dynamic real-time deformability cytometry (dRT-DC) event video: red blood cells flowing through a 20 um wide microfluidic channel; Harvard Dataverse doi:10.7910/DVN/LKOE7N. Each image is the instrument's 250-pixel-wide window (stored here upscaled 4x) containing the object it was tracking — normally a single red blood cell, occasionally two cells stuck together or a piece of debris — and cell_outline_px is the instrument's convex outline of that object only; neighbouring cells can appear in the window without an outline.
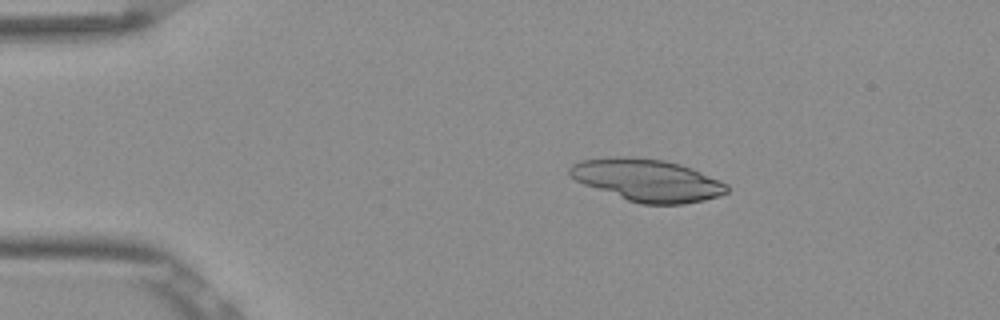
{"species": "Egyptian fruit bat (a non-hibernating species)", "species_latin": "Rousettus aegyptiacus", "temperature_condition": "room temperature", "stored_images_in_passage": 43, "camera_frame_rate_fps": 3000, "um_per_image_px": 0.085, "frame": {"image": 1, "passage_image": 1, "time_ms": 0.0, "image_size_px": [1000, 320], "cell_outline_px": [[728, 192], [720, 196], [704, 200], [684, 204], [640, 204], [628, 200], [584, 184], [576, 180], [568, 172], [568, 168], [572, 164], [580, 160], [616, 156], [628, 156], [664, 160], [680, 164], [692, 168], [728, 184]], "centroid_in_image_um": [55.03, 15.31], "position_along_channel_um": 30.0, "area_um2": 38.61}}